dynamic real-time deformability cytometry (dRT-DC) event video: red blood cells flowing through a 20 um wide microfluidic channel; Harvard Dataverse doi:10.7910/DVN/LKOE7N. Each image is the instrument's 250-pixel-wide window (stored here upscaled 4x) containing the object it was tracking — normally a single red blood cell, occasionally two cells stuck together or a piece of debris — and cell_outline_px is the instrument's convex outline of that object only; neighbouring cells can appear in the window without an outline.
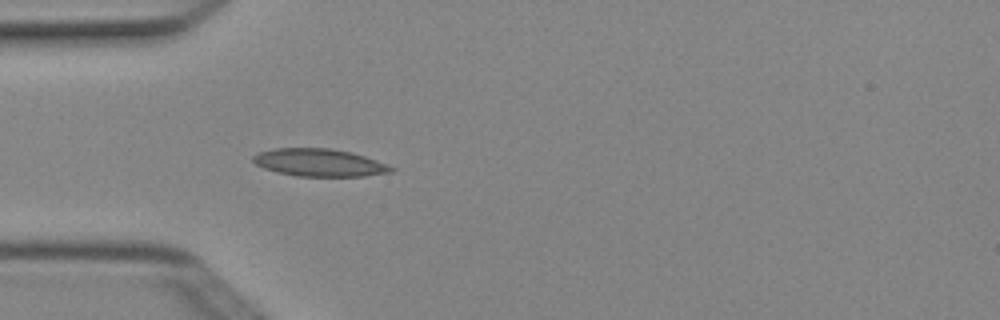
{"species": "Egyptian fruit bat (a non-hibernating species)", "species_latin": "Rousettus aegyptiacus", "temperature_condition": "cold", "stored_images_in_passage": 4, "camera_frame_rate_fps": 3000, "um_per_image_px": 0.085, "animal": {"sex": "female"}, "frame": {"image": 1, "passage_image": 4, "time_ms": 1.0, "image_size_px": [1000, 320], "cell_outline_px": [[396, 168], [392, 172], [364, 176], [296, 176], [276, 172], [264, 168], [256, 164], [252, 160], [252, 156], [260, 152], [272, 148], [332, 148], [352, 152], [388, 164]], "centroid_in_image_um": [27.15, 13.82], "position_along_channel_um": 57.8, "area_um2": 22.31}}